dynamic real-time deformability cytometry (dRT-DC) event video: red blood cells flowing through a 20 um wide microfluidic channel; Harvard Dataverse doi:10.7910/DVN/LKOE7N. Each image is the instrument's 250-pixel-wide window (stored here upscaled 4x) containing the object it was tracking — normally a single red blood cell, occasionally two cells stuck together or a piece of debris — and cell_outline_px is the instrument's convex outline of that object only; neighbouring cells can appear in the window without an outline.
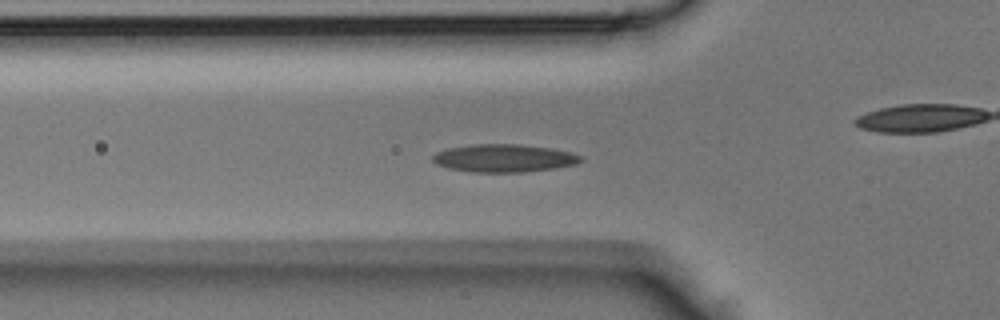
{"species": "Egyptian fruit bat (a non-hibernating species)", "species_latin": "Rousettus aegyptiacus", "temperature_condition": "room temperature", "stored_images_in_passage": 44, "camera_frame_rate_fps": 3000, "um_per_image_px": 0.085, "animal": {"sex": "male"}, "frame": {"image": 1, "passage_image": 14, "time_ms": 4.333, "image_size_px": [1000, 320], "cell_outline_px": [[584, 160], [576, 164], [552, 168], [524, 172], [472, 172], [448, 168], [436, 164], [432, 160], [432, 156], [436, 152], [448, 148], [472, 144], [520, 144], [552, 148], [568, 152], [580, 156]], "centroid_in_image_um": [42.8, 13.44], "position_along_channel_um": 83.0, "area_um2": 23.99}}
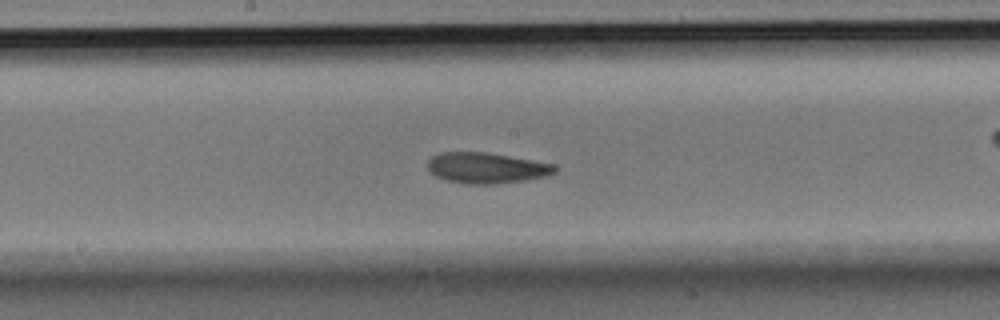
{"frame": {"image": 2, "passage_image": 22, "time_ms": 7.0, "image_size_px": [1000, 320], "cell_outline_px": [[556, 172], [548, 176], [524, 180], [496, 184], [468, 184], [448, 180], [436, 176], [428, 168], [428, 160], [432, 156], [440, 152], [488, 152], [556, 164]], "centroid_in_image_um": [41.39, 14.26], "position_along_channel_um": 206.8, "area_um2": 22.83}}
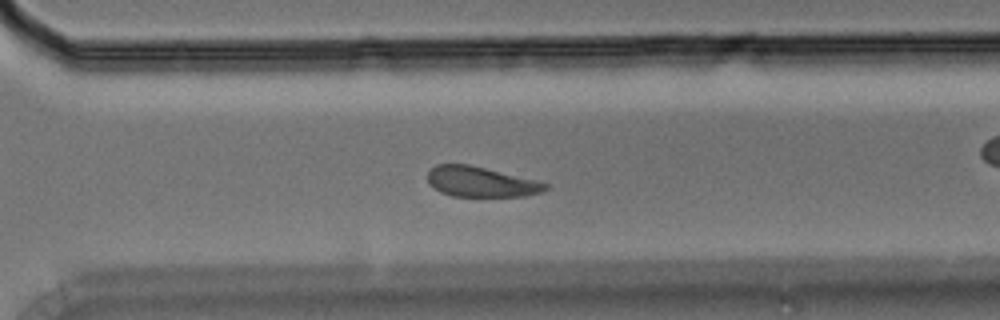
{"frame": {"image": 3, "passage_image": 30, "time_ms": 9.667, "image_size_px": [1000, 320], "cell_outline_px": [[548, 188], [544, 192], [524, 196], [452, 196], [440, 192], [428, 184], [428, 168], [436, 164], [468, 164], [536, 180], [548, 184]], "centroid_in_image_um": [40.84, 15.45], "position_along_channel_um": 329.8, "area_um2": 20.81}}